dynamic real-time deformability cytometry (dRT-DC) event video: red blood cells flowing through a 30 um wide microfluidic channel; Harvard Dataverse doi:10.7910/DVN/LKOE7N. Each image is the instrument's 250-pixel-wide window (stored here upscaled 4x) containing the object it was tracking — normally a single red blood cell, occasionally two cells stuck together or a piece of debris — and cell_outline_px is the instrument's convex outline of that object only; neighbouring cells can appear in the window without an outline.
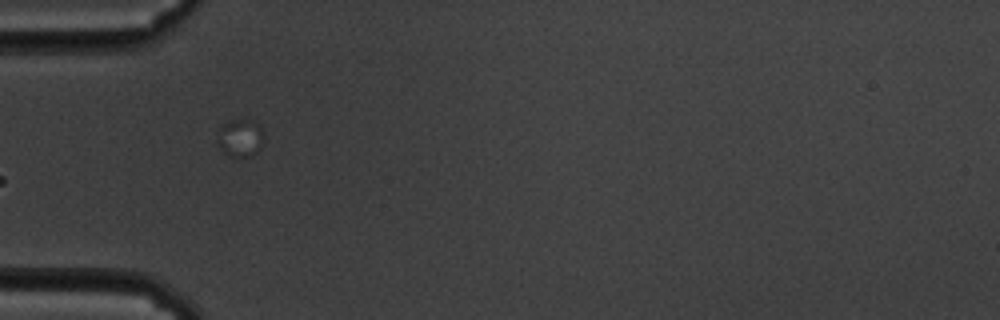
{"species": "common noctule bat (a hibernating species)", "species_latin": "Nyctalus noctula", "temperature_condition": "cold", "stored_images_in_passage": 9, "camera_frame_rate_fps": 3000, "um_per_image_px": 0.085, "animal": {"sex": "male", "body_mass_g": 19.5, "forearm_length_mm": 54.6}, "frame": {"image": 1, "passage_image": 1, "time_ms": 0.0, "image_size_px": [1000, 320], "cell_outline_px": [[264, 140], [260, 148], [252, 156], [228, 156], [216, 144], [220, 128], [228, 120], [240, 116], [244, 116], [260, 124], [264, 136]], "centroid_in_image_um": [20.44, 11.65], "position_along_channel_um": 64.6, "area_um2": 10.69}}